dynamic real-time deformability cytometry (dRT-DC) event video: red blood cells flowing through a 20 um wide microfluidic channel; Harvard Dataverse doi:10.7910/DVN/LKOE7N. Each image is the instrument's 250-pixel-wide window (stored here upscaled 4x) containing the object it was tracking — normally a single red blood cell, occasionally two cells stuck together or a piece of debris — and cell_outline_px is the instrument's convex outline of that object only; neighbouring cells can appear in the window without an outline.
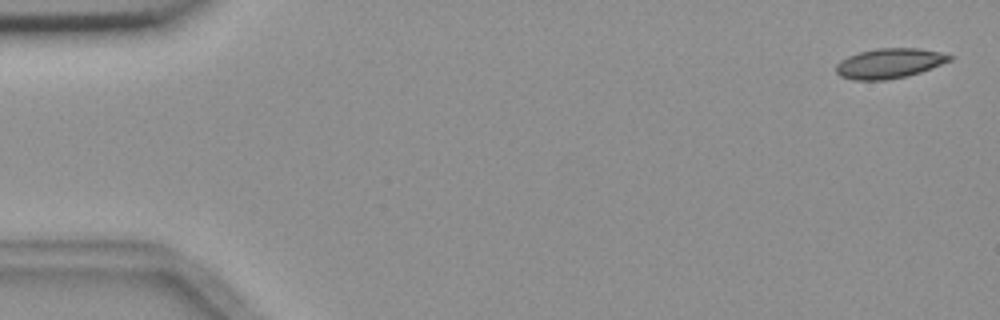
{"species": "common noctule bat (a hibernating species)", "species_latin": "Nyctalus noctula", "temperature_condition": "room temperature", "stored_images_in_passage": 4, "camera_frame_rate_fps": 3000, "um_per_image_px": 0.085, "animal": {"sex": "female", "body_mass_g": 18.4}, "frame": {"image": 1, "passage_image": 1, "time_ms": 0.0, "image_size_px": [1000, 320], "cell_outline_px": [[956, 56], [952, 60], [920, 72], [904, 76], [884, 80], [852, 80], [840, 76], [836, 72], [836, 64], [840, 60], [848, 56], [860, 52], [876, 48], [920, 48], [940, 52]], "centroid_in_image_um": [75.6, 5.37], "position_along_channel_um": 9.4, "area_um2": 19.83}}
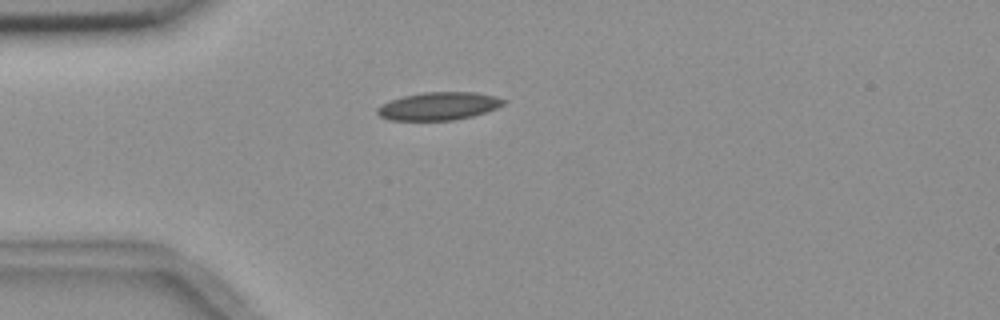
{"frame": {"image": 2, "passage_image": 4, "time_ms": 4.333, "image_size_px": [1000, 320], "cell_outline_px": [[508, 100], [504, 104], [496, 108], [472, 116], [452, 120], [388, 120], [380, 116], [376, 112], [376, 108], [380, 104], [404, 96], [420, 92], [476, 92], [496, 96]], "centroid_in_image_um": [37.28, 9.01], "position_along_channel_um": 47.7, "area_um2": 20.58}}